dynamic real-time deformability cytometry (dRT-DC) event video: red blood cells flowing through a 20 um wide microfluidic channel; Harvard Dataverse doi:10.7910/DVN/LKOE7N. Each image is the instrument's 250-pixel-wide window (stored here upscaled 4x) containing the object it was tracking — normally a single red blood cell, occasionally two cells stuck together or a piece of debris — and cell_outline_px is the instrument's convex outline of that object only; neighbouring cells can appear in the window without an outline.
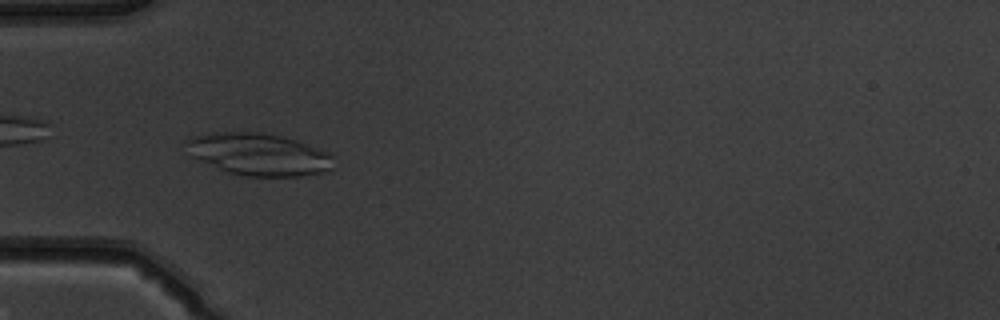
{"species": "common noctule bat (a hibernating species)", "species_latin": "Nyctalus noctula", "temperature_condition": "warm", "stored_images_in_passage": 43, "camera_frame_rate_fps": 3000, "um_per_image_px": 0.085, "animal": {"sex": "male", "body_mass_g": 19.5, "forearm_length_mm": 54.6}, "frame": {"image": 1, "passage_image": 8, "time_ms": 2.333, "image_size_px": [1000, 320], "cell_outline_px": [[332, 168], [320, 172], [304, 176], [244, 176], [228, 172], [200, 160], [192, 156], [184, 140], [192, 136], [212, 132], [260, 132], [280, 136], [296, 140], [328, 152], [332, 156]], "centroid_in_image_um": [21.97, 13.11], "position_along_channel_um": 63.0, "area_um2": 35.89}}
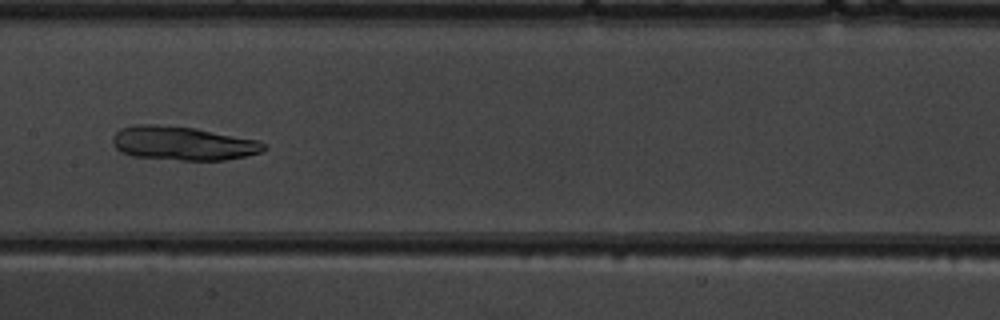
{"frame": {"image": 2, "passage_image": 18, "time_ms": 5.667, "image_size_px": [1000, 320], "cell_outline_px": [[268, 148], [260, 152], [244, 156], [224, 160], [180, 160], [132, 156], [120, 152], [112, 144], [112, 136], [120, 128], [136, 124], [156, 124], [196, 128], [260, 140]], "centroid_in_image_um": [15.52, 12.17], "position_along_channel_um": 191.9, "area_um2": 30.06}}
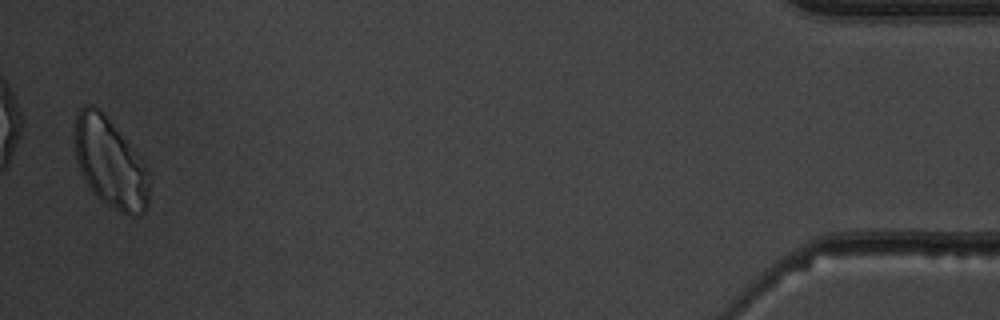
{"frame": {"image": 3, "passage_image": 42, "time_ms": 13.667, "image_size_px": [1000, 320], "cell_outline_px": [[148, 204], [144, 212], [136, 216], [128, 216], [108, 204], [96, 196], [92, 192], [76, 160], [76, 112], [80, 108], [88, 104], [92, 104], [100, 108], [104, 112], [144, 160], [148, 168]], "centroid_in_image_um": [9.4, 13.82], "position_along_channel_um": 425.8, "area_um2": 38.84}}